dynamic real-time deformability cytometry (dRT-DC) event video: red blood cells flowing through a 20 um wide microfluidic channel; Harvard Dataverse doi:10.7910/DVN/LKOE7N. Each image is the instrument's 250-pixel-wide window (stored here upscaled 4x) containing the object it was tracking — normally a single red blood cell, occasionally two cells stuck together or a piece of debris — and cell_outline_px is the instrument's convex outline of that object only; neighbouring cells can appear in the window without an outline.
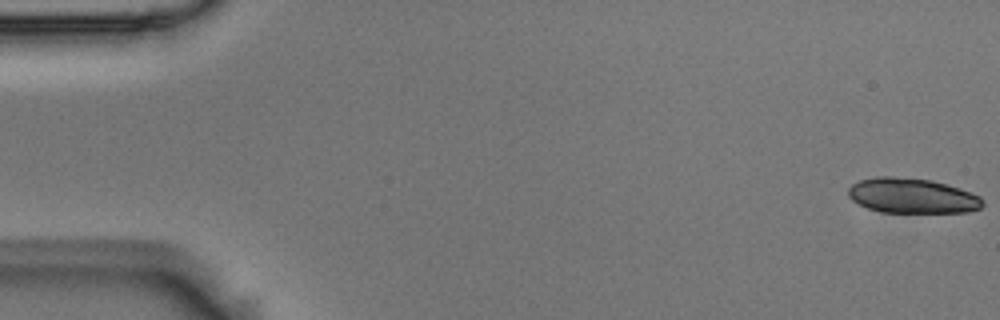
{"species": "Egyptian fruit bat (a non-hibernating species)", "species_latin": "Rousettus aegyptiacus", "temperature_condition": "room temperature", "stored_images_in_passage": 11, "camera_frame_rate_fps": 3000, "um_per_image_px": 0.085, "animal": {"sex": "male"}, "frame": {"image": 1, "passage_image": 1, "time_ms": 0.0, "image_size_px": [1000, 320], "cell_outline_px": [[984, 204], [980, 208], [968, 212], [880, 212], [868, 208], [852, 200], [848, 196], [848, 188], [852, 184], [860, 180], [880, 176], [888, 176], [932, 180], [960, 188], [980, 196], [984, 200]], "centroid_in_image_um": [77.54, 16.64], "position_along_channel_um": 7.5, "area_um2": 27.4}}
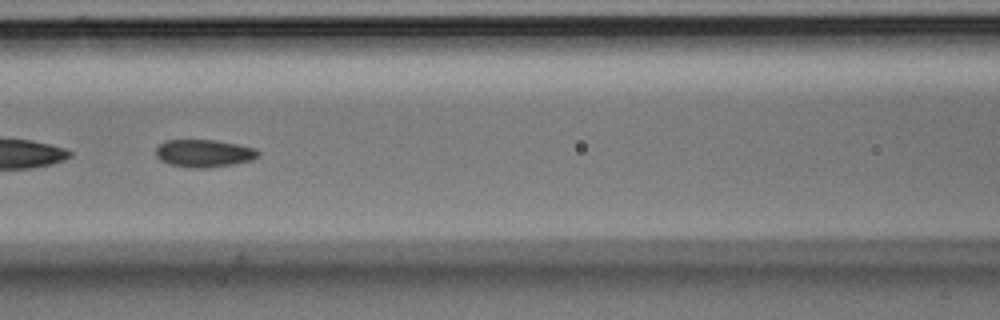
{"frame": {"image": 2, "passage_image": 7, "time_ms": 2.0, "image_size_px": [1000, 320], "cell_outline_px": [[260, 156], [252, 160], [232, 164], [204, 168], [196, 168], [168, 164], [160, 160], [156, 156], [156, 148], [164, 140], [216, 140], [256, 148], [260, 152]], "centroid_in_image_um": [17.34, 13.02], "position_along_channel_um": 149.3, "area_um2": 16.47}}
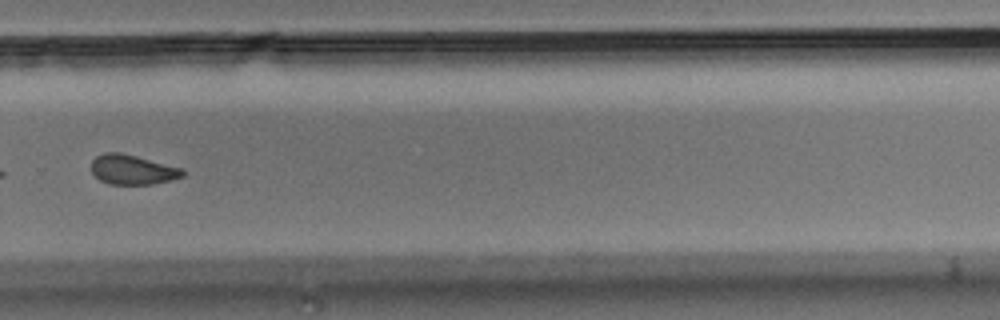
{"frame": {"image": 3, "passage_image": 11, "time_ms": 3.333, "image_size_px": [1000, 320], "cell_outline_px": [[184, 176], [172, 180], [152, 184], [108, 184], [100, 180], [92, 172], [92, 160], [96, 156], [104, 152], [120, 152], [184, 168]], "centroid_in_image_um": [11.28, 14.42], "position_along_channel_um": 318.5, "area_um2": 15.9}}